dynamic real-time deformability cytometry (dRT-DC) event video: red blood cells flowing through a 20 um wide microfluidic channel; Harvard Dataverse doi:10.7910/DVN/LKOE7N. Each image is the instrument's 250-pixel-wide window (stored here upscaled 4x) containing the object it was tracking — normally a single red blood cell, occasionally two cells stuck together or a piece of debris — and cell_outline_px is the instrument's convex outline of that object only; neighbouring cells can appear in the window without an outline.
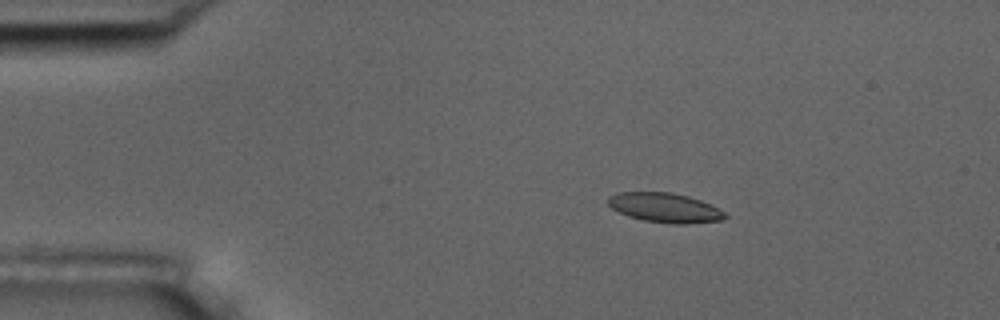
{"species": "common noctule bat (a hibernating species)", "species_latin": "Nyctalus noctula", "temperature_condition": "room temperature", "stored_images_in_passage": 4, "camera_frame_rate_fps": 3000, "um_per_image_px": 0.085, "animal": {"sex": "male", "body_mass_g": 17.5, "forearm_length_mm": 52.3}, "frame": {"image": 1, "passage_image": 3, "time_ms": 2.333, "image_size_px": [1000, 320], "cell_outline_px": [[728, 216], [724, 220], [688, 224], [672, 224], [644, 220], [628, 216], [612, 208], [608, 204], [608, 196], [616, 192], [672, 192], [688, 196], [700, 200], [724, 212]], "centroid_in_image_um": [56.51, 17.65], "position_along_channel_um": 28.5, "area_um2": 20.11}}